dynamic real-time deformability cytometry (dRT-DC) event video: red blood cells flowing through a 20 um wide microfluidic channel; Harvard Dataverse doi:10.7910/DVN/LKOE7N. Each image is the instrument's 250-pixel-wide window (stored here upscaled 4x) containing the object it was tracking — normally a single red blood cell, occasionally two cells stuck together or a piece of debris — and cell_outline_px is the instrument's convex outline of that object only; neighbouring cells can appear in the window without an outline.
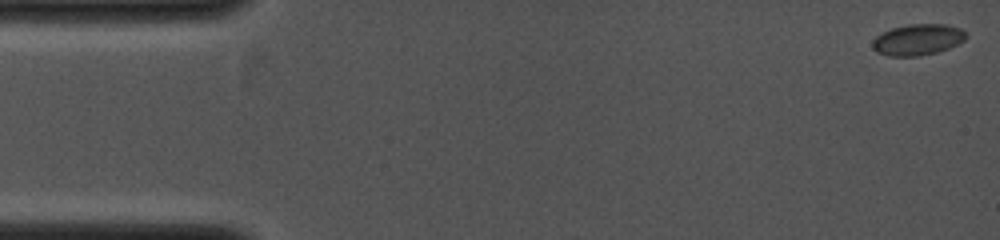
{"species": "common noctule bat (a hibernating species)", "species_latin": "Nyctalus noctula", "temperature_condition": "cold", "stored_images_in_passage": 48, "camera_frame_rate_fps": 4000, "um_per_image_px": 0.085, "animal": {"sex": "female", "body_mass_g": 19.0, "forearm_length_mm": 53.3}, "frame": {"image": 1, "passage_image": 1, "time_ms": 0.0, "image_size_px": [1000, 240], "cell_outline_px": [[968, 36], [964, 40], [948, 48], [936, 52], [920, 56], [888, 56], [876, 52], [872, 48], [872, 40], [876, 36], [892, 28], [908, 24], [944, 24], [960, 28]], "centroid_in_image_um": [77.98, 3.37], "position_along_channel_um": 7.0, "area_um2": 16.94}}
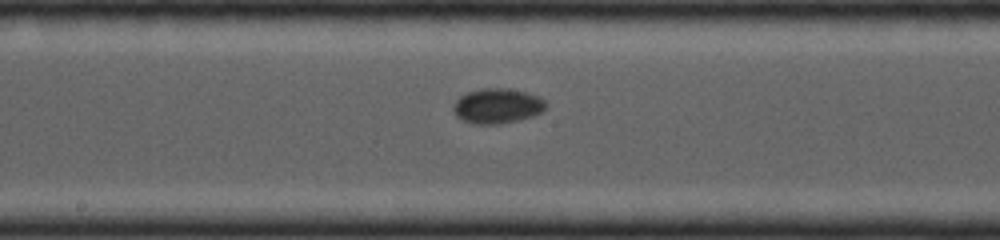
{"frame": {"image": 2, "passage_image": 25, "time_ms": 6.25, "image_size_px": [1000, 240], "cell_outline_px": [[548, 104], [544, 112], [532, 116], [500, 124], [472, 124], [456, 116], [452, 108], [452, 104], [460, 96], [468, 92], [480, 88], [508, 88], [540, 96]], "centroid_in_image_um": [42.28, 9.0], "position_along_channel_um": 205.9, "area_um2": 19.07}}
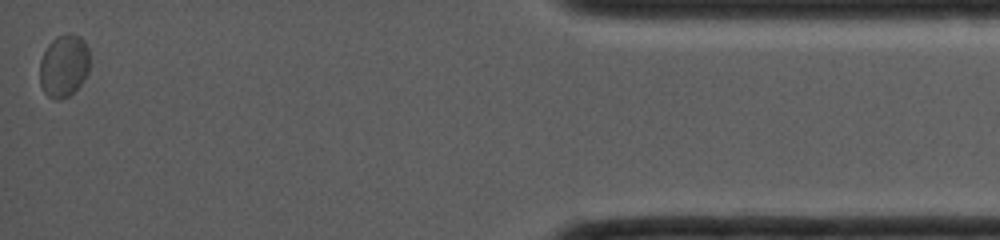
{"frame": {"image": 3, "passage_image": 48, "time_ms": 11.75, "image_size_px": [1000, 240], "cell_outline_px": [[88, 72], [84, 80], [68, 96], [60, 100], [56, 100], [48, 96], [44, 92], [40, 84], [40, 60], [48, 44], [56, 36], [80, 36], [84, 40], [88, 48]], "centroid_in_image_um": [5.41, 5.62], "position_along_channel_um": 429.8, "area_um2": 17.92}}